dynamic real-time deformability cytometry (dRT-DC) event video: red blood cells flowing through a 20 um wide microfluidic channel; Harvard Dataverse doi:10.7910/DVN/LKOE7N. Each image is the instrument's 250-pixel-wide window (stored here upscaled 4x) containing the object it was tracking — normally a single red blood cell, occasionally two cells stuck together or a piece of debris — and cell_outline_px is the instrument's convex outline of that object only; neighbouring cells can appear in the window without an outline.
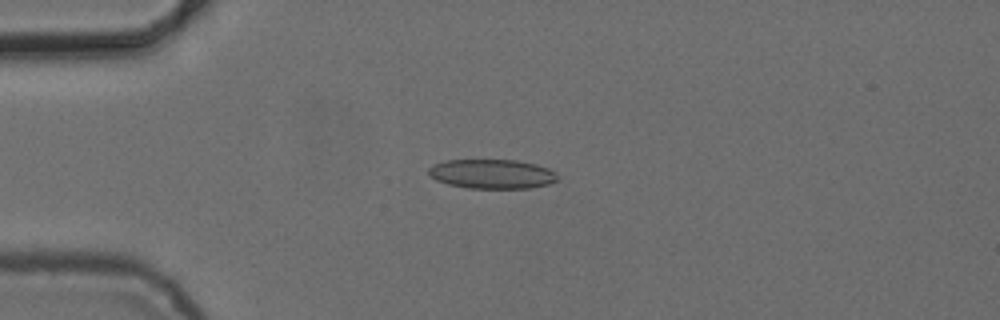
{"species": "common noctule bat (a hibernating species)", "species_latin": "Nyctalus noctula", "temperature_condition": "cold", "stored_images_in_passage": 3, "camera_frame_rate_fps": 3000, "um_per_image_px": 0.085, "animal": {"sex": "female", "body_mass_g": 24.6, "forearm_length_mm": 56.2}, "frame": {"image": 1, "passage_image": 3, "time_ms": 2.667, "image_size_px": [1000, 320], "cell_outline_px": [[556, 180], [548, 184], [528, 188], [468, 188], [448, 184], [436, 180], [428, 172], [428, 168], [432, 164], [444, 160], [516, 160], [536, 164], [548, 168], [556, 172]], "centroid_in_image_um": [41.79, 14.78], "position_along_channel_um": 43.2, "area_um2": 22.02}}